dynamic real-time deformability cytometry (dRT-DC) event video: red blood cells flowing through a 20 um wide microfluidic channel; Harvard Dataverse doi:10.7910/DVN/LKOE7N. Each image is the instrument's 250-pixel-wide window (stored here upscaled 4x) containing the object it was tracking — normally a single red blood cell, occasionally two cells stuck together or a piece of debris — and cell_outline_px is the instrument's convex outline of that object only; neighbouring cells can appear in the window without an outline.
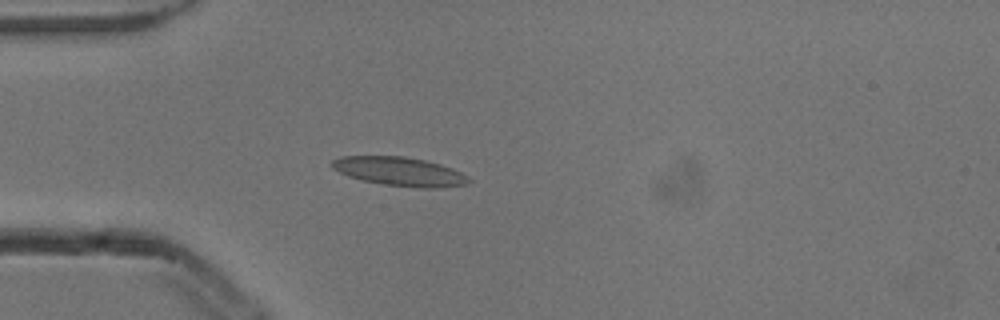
{"species": "common noctule bat (a hibernating species)", "species_latin": "Nyctalus noctula", "temperature_condition": "cold", "stored_images_in_passage": 4, "camera_frame_rate_fps": 3000, "um_per_image_px": 0.085, "animal": {"sex": "male", "body_mass_g": 13.3}, "frame": {"image": 1, "passage_image": 4, "time_ms": 1.0, "image_size_px": [1000, 320], "cell_outline_px": [[472, 180], [468, 184], [440, 188], [420, 188], [380, 184], [360, 180], [348, 176], [332, 168], [328, 164], [332, 160], [340, 156], [404, 156], [424, 160], [440, 164], [452, 168], [468, 176]], "centroid_in_image_um": [33.95, 14.58], "position_along_channel_um": 51.0, "area_um2": 23.29}}